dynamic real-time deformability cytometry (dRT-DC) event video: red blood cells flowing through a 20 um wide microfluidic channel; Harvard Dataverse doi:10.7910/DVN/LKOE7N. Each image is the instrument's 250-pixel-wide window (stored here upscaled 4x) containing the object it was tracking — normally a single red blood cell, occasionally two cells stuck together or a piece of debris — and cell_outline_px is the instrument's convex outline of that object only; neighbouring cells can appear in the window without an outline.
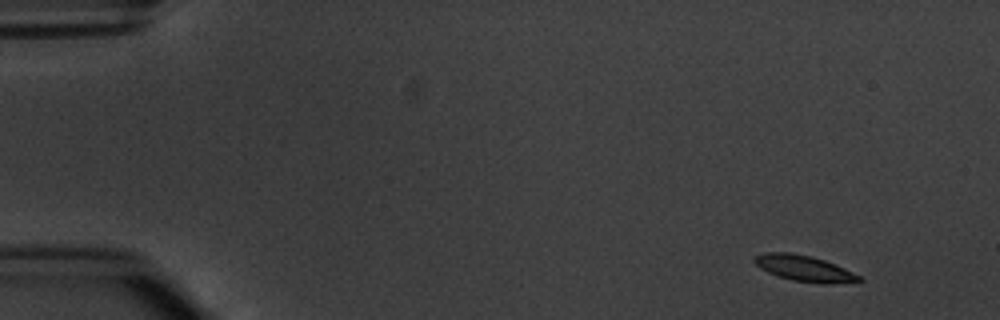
{"species": "common noctule bat (a hibernating species)", "species_latin": "Nyctalus noctula", "temperature_condition": "warm", "stored_images_in_passage": 3, "camera_frame_rate_fps": 3000, "um_per_image_px": 0.085, "animal": {"sex": "male", "body_mass_g": 20.1, "forearm_length_mm": 53.5}, "frame": {"image": 1, "passage_image": 1, "time_ms": 0.0, "image_size_px": [1000, 320], "cell_outline_px": [[864, 280], [828, 284], [824, 284], [792, 280], [768, 272], [760, 268], [752, 260], [756, 256], [764, 252], [792, 252], [812, 256], [836, 264], [860, 276]], "centroid_in_image_um": [68.35, 22.8], "position_along_channel_um": 16.7, "area_um2": 15.72}}